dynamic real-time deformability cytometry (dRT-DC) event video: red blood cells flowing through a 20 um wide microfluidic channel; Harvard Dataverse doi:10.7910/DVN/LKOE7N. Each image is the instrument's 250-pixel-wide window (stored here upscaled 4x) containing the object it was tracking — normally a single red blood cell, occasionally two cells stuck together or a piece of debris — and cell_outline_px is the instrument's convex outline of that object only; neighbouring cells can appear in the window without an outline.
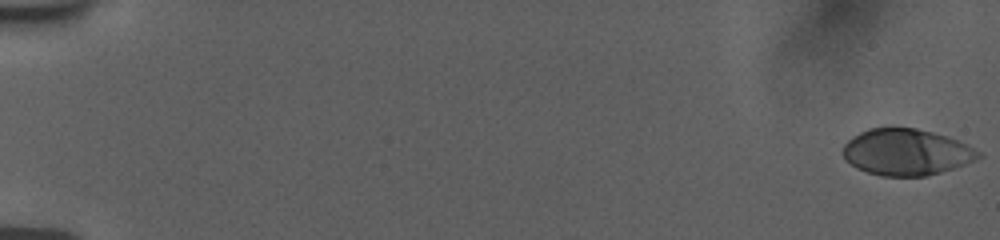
{"species": "human", "species_latin": "Homo sapiens", "temperature_condition": "room temperature", "stored_images_in_passage": 56, "camera_frame_rate_fps": 3000, "um_per_image_px": 0.085, "donor": {"sex": "female"}, "frame": {"image": 1, "passage_image": 1, "time_ms": 0.0, "image_size_px": [1000, 240], "cell_outline_px": [[984, 156], [976, 160], [940, 172], [924, 176], [880, 176], [856, 168], [844, 160], [844, 144], [852, 136], [868, 128], [892, 124], [916, 128], [948, 136], [968, 144], [980, 152]], "centroid_in_image_um": [77.02, 12.89], "position_along_channel_um": 8.0, "area_um2": 37.34}}
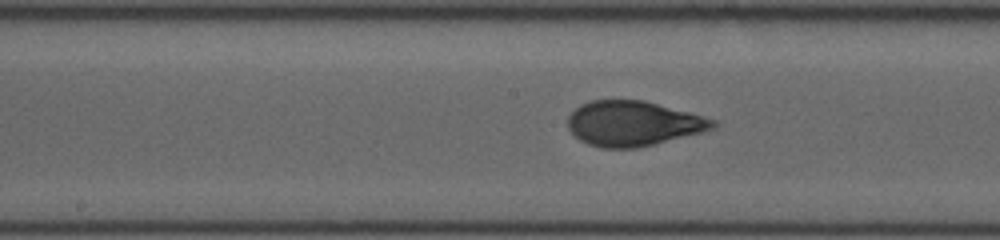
{"frame": {"image": 2, "passage_image": 31, "time_ms": 10.0, "image_size_px": [1000, 240], "cell_outline_px": [[716, 124], [712, 128], [700, 132], [636, 148], [600, 148], [588, 144], [580, 140], [568, 128], [568, 116], [580, 104], [592, 100], [644, 100], [688, 112], [716, 120]], "centroid_in_image_um": [53.76, 10.49], "position_along_channel_um": 194.4, "area_um2": 37.51}}
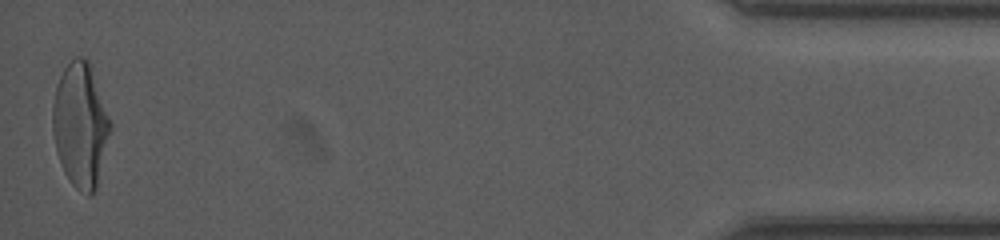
{"frame": {"image": 3, "passage_image": 56, "time_ms": 18.333, "image_size_px": [1000, 240], "cell_outline_px": [[112, 128], [96, 188], [92, 196], [88, 196], [76, 188], [72, 184], [64, 172], [56, 152], [52, 132], [52, 104], [56, 88], [60, 76], [64, 68], [76, 56], [80, 56], [88, 60], [92, 68], [112, 120]], "centroid_in_image_um": [6.85, 10.63], "position_along_channel_um": 428.3, "area_um2": 42.25}, "authors_computed_cell_mechanics": {"area_um2": 38.0035, "velocity_mm_per_s": 3.7529, "shape_relaxation_time_tau1_ms": 4.3827, "shape_relaxation_time_tau2_ms": 0.7053, "deformation_change_tau1": 0.1964, "deformation_change_tau2": 0.0611}}